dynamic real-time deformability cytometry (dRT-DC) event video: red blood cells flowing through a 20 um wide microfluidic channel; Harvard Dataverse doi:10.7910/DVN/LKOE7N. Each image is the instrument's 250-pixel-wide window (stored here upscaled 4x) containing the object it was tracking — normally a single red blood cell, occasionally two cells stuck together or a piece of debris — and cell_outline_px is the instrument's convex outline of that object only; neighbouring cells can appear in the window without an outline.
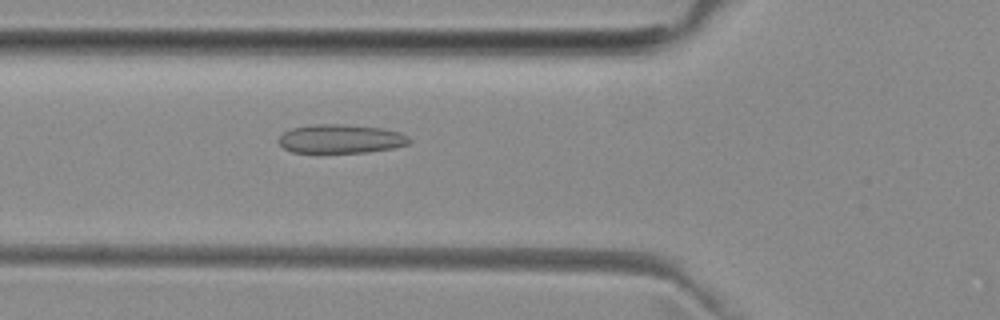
{"species": "common noctule bat (a hibernating species)", "species_latin": "Nyctalus noctula", "temperature_condition": "room temperature", "stored_images_in_passage": 36, "camera_frame_rate_fps": 3000, "um_per_image_px": 0.085, "animal": {"sex": "female", "body_mass_g": 29.2, "forearm_length_mm": 56.3}, "frame": {"image": 1, "passage_image": 5, "time_ms": 1.333, "image_size_px": [1000, 320], "cell_outline_px": [[412, 140], [408, 144], [392, 148], [368, 152], [292, 152], [284, 148], [276, 140], [284, 132], [292, 128], [316, 124], [344, 124], [380, 128], [400, 132], [408, 136]], "centroid_in_image_um": [28.96, 11.8], "position_along_channel_um": 96.8, "area_um2": 21.85}}
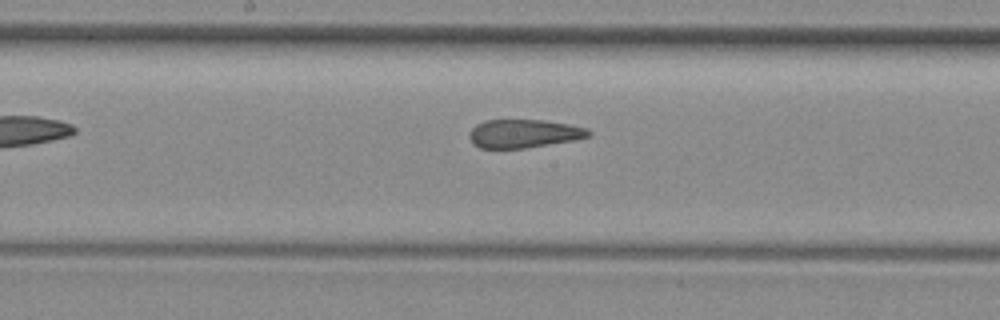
{"frame": {"image": 2, "passage_image": 13, "time_ms": 4.0, "image_size_px": [1000, 320], "cell_outline_px": [[592, 132], [588, 136], [572, 140], [524, 148], [480, 148], [472, 144], [468, 136], [472, 128], [476, 124], [484, 120], [544, 120], [568, 124], [588, 128]], "centroid_in_image_um": [44.48, 11.35], "position_along_channel_um": 203.7, "area_um2": 19.65}}
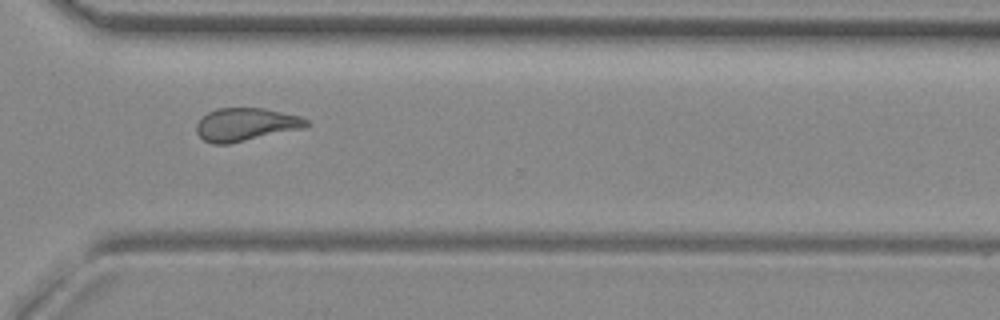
{"frame": {"image": 3, "passage_image": 24, "time_ms": 7.667, "image_size_px": [1000, 320], "cell_outline_px": [[312, 124], [300, 128], [228, 144], [212, 144], [204, 140], [196, 132], [196, 124], [208, 112], [216, 108], [264, 108], [300, 116], [308, 120]], "centroid_in_image_um": [20.86, 10.57], "position_along_channel_um": 349.7, "area_um2": 20.87}, "authors_computed_cell_mechanics": {"area_um2": 21.0392, "velocity_mm_per_s": 3.9889, "shape_relaxation_time_tau1_ms": null, "shape_relaxation_time_tau2_ms": 1.8586, "deformation_change_tau1": null, "deformation_change_tau2": 0.0944}}